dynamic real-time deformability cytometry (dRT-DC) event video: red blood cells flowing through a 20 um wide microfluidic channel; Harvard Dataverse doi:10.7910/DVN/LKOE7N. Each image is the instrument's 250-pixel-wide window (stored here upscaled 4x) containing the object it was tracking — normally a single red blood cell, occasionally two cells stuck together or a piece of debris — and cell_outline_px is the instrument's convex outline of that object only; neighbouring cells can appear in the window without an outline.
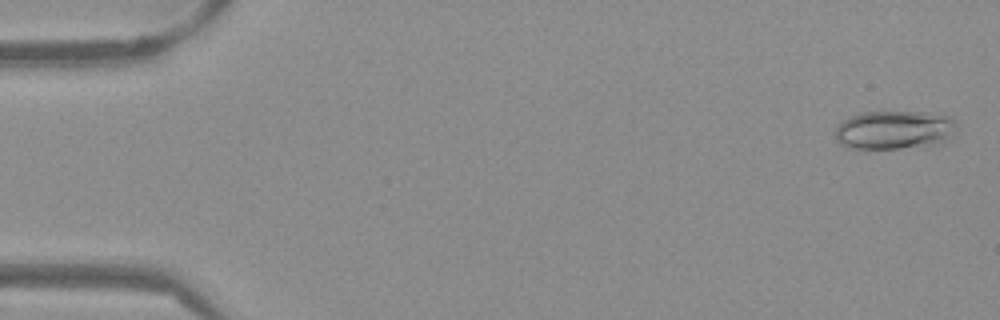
{"species": "Egyptian fruit bat (a non-hibernating species)", "species_latin": "Rousettus aegyptiacus", "temperature_condition": "warm", "stored_images_in_passage": 53, "camera_frame_rate_fps": 3000, "um_per_image_px": 0.085, "frame": {"image": 1, "passage_image": 2, "time_ms": 0.333, "image_size_px": [1000, 320], "cell_outline_px": [[960, 124], [944, 144], [864, 152], [848, 148], [840, 144], [836, 140], [836, 128], [848, 116], [860, 112], [924, 112], [952, 116]], "centroid_in_image_um": [76.03, 11.09], "position_along_channel_um": 9.0, "area_um2": 28.67}}
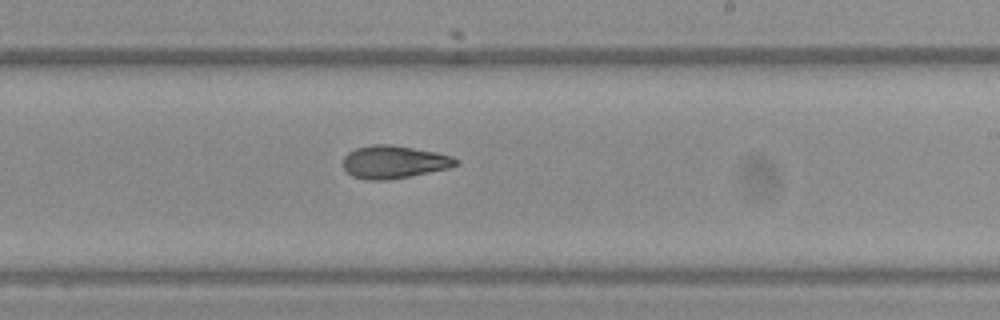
{"frame": {"image": 2, "passage_image": 32, "time_ms": 10.333, "image_size_px": [1000, 320], "cell_outline_px": [[460, 164], [448, 168], [388, 180], [364, 180], [352, 176], [344, 168], [344, 156], [348, 152], [356, 148], [372, 144], [392, 144], [436, 152], [452, 156], [460, 160]], "centroid_in_image_um": [33.49, 13.76], "position_along_channel_um": 255.5, "area_um2": 21.62}}
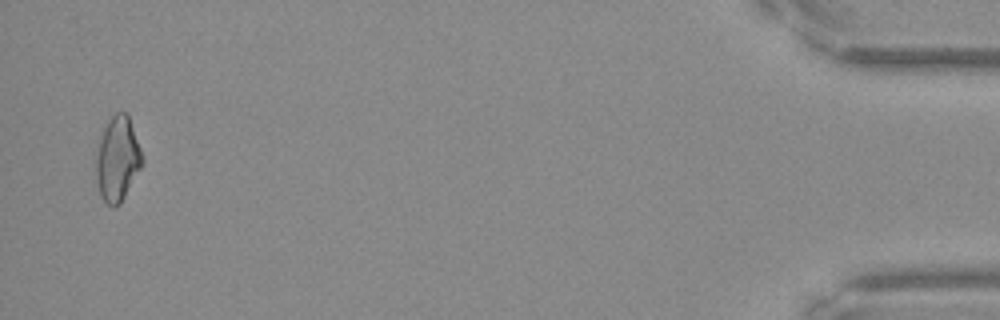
{"frame": {"image": 3, "passage_image": 52, "time_ms": 17.0, "image_size_px": [1000, 320], "cell_outline_px": [[144, 164], [120, 204], [112, 208], [100, 196], [92, 168], [100, 140], [104, 128], [108, 120], [116, 112], [128, 112], [144, 160]], "centroid_in_image_um": [9.97, 13.54], "position_along_channel_um": 425.2, "area_um2": 23.35}, "authors_computed_cell_mechanics": {"area_um2": 22.0218, "velocity_mm_per_s": 3.8526, "shape_relaxation_time_tau1_ms": null, "shape_relaxation_time_tau2_ms": 3.3886, "deformation_change_tau1": null, "deformation_change_tau2": 0.1012}}